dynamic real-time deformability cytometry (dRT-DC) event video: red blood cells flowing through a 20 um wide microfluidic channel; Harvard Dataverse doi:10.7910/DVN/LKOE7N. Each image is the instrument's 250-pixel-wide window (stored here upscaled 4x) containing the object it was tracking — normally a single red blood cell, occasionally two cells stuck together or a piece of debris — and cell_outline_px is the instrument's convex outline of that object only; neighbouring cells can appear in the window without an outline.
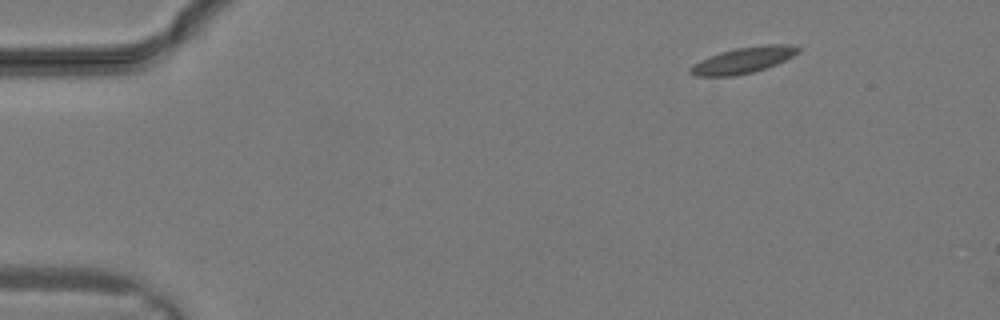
{"species": "common noctule bat (a hibernating species)", "species_latin": "Nyctalus noctula", "temperature_condition": "warm", "stored_images_in_passage": 19, "camera_frame_rate_fps": 3000, "um_per_image_px": 0.085, "animal": {"sex": "male", "body_mass_g": 19.2, "forearm_length_mm": 51.8}, "frame": {"image": 1, "passage_image": 1, "time_ms": 0.0, "image_size_px": [1000, 320], "cell_outline_px": [[800, 52], [776, 64], [752, 72], [736, 76], [696, 76], [688, 72], [688, 68], [720, 52], [736, 48], [764, 44], [792, 44], [800, 48]], "centroid_in_image_um": [63.22, 5.11], "position_along_channel_um": 21.8, "area_um2": 16.13}}
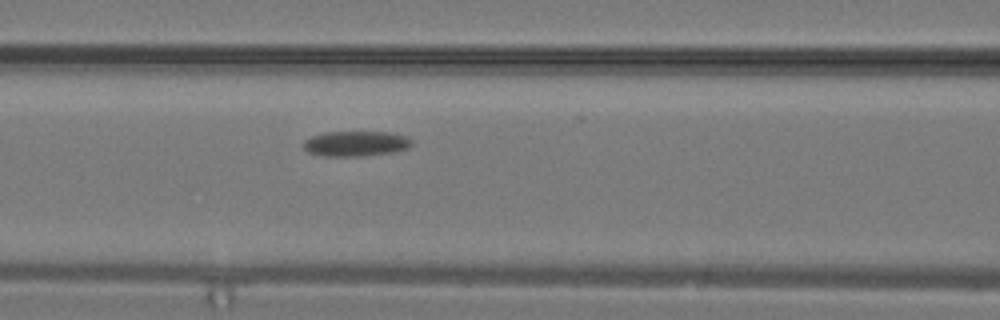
{"frame": {"image": 2, "passage_image": 11, "time_ms": 3.333, "image_size_px": [1000, 320], "cell_outline_px": [[412, 144], [408, 148], [392, 152], [360, 156], [324, 156], [308, 152], [304, 148], [304, 140], [312, 136], [324, 132], [392, 132], [408, 136], [412, 140]], "centroid_in_image_um": [30.27, 12.2], "position_along_channel_um": 136.3, "area_um2": 15.95}}
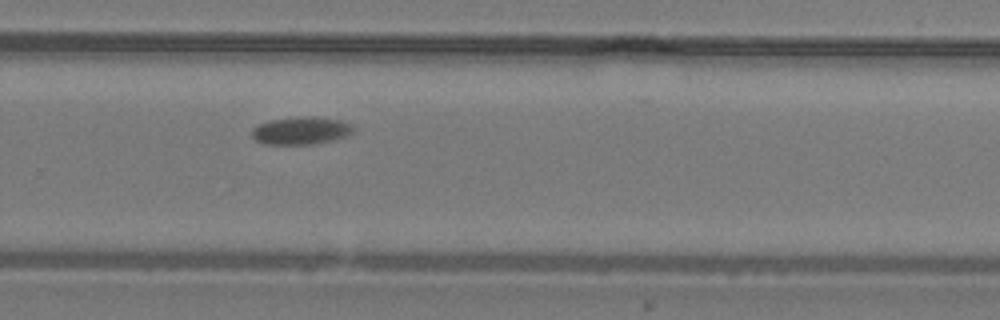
{"frame": {"image": 3, "passage_image": 19, "time_ms": 6.0, "image_size_px": [1000, 320], "cell_outline_px": [[356, 128], [348, 136], [336, 140], [316, 144], [260, 144], [252, 136], [252, 128], [260, 124], [272, 120], [296, 116], [316, 116], [340, 120], [352, 124]], "centroid_in_image_um": [25.64, 11.1], "position_along_channel_um": 304.2, "area_um2": 16.7}}